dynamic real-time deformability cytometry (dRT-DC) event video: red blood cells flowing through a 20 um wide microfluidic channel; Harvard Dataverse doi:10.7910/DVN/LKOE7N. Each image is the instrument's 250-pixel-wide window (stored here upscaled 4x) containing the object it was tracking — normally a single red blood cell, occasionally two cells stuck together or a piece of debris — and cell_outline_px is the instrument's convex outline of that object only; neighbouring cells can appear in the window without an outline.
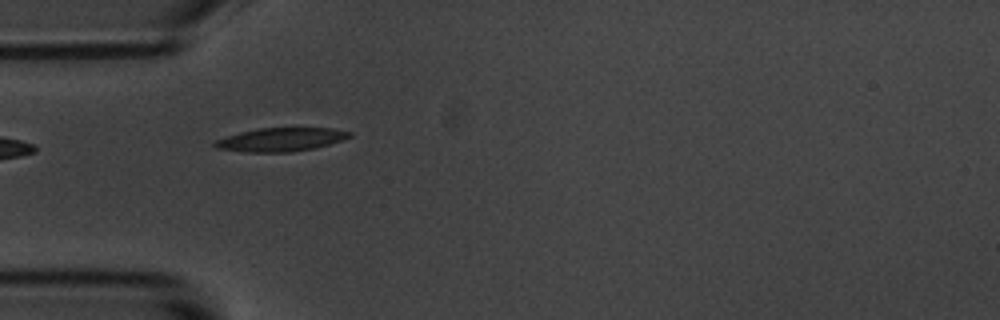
{"species": "common noctule bat (a hibernating species)", "species_latin": "Nyctalus noctula", "temperature_condition": "room temperature", "stored_images_in_passage": 7, "camera_frame_rate_fps": 3000, "um_per_image_px": 0.085, "animal": {"sex": "male", "body_mass_g": 20.1, "forearm_length_mm": 53.5}, "frame": {"image": 1, "passage_image": 5, "time_ms": 4.667, "image_size_px": [1000, 320], "cell_outline_px": [[352, 136], [316, 148], [292, 152], [248, 152], [216, 148], [212, 144], [216, 140], [240, 132], [260, 128], [332, 128], [352, 132]], "centroid_in_image_um": [23.88, 11.86], "position_along_channel_um": 61.1, "area_um2": 18.32}}
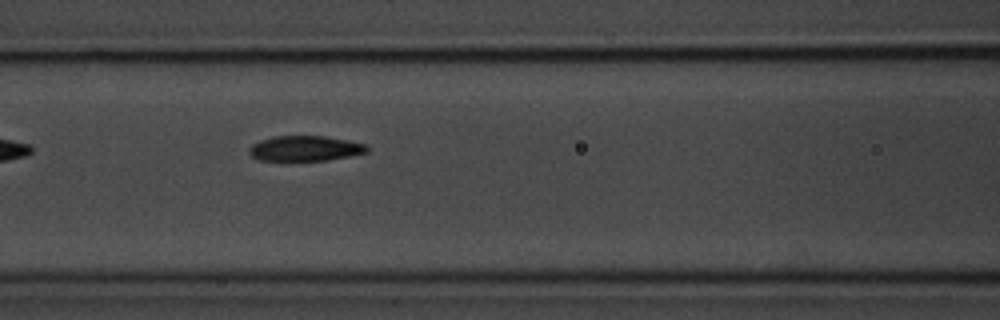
{"frame": {"image": 2, "passage_image": 7, "time_ms": 7.0, "image_size_px": [1000, 320], "cell_outline_px": [[368, 152], [348, 156], [324, 160], [260, 160], [252, 156], [248, 152], [248, 148], [252, 144], [260, 140], [272, 136], [324, 136], [368, 144]], "centroid_in_image_um": [25.91, 12.6], "position_along_channel_um": 140.7, "area_um2": 17.22}}